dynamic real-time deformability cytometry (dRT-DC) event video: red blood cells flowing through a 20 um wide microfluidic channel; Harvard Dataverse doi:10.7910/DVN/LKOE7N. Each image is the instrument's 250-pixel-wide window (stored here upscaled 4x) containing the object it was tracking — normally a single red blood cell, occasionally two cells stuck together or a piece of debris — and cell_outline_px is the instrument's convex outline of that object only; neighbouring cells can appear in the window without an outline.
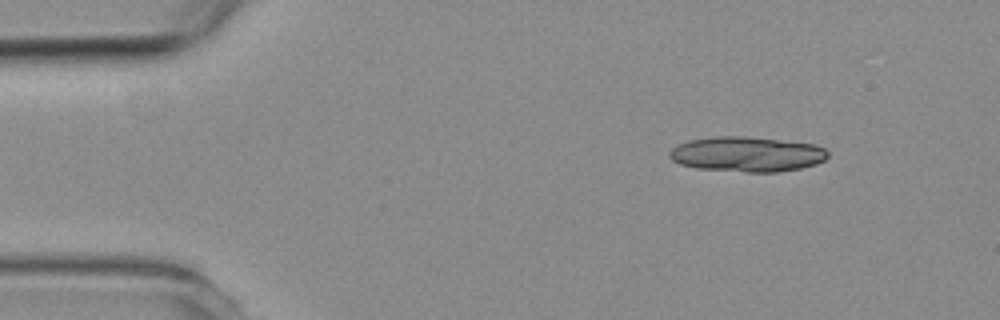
{"species": "common noctule bat (a hibernating species)", "species_latin": "Nyctalus noctula", "temperature_condition": "room temperature", "stored_images_in_passage": 3, "camera_frame_rate_fps": 3000, "um_per_image_px": 0.085, "animal": {"sex": "female", "body_mass_g": 19.3, "forearm_length_mm": 54.1}, "frame": {"image": 1, "passage_image": 1, "time_ms": 0.0, "image_size_px": [1000, 320], "cell_outline_px": [[828, 156], [824, 160], [816, 164], [800, 168], [776, 172], [744, 172], [696, 168], [680, 164], [672, 160], [668, 156], [668, 152], [676, 144], [688, 140], [716, 136], [744, 136], [816, 144], [824, 148], [828, 152]], "centroid_in_image_um": [63.46, 13.1], "position_along_channel_um": 21.5, "area_um2": 32.54}}